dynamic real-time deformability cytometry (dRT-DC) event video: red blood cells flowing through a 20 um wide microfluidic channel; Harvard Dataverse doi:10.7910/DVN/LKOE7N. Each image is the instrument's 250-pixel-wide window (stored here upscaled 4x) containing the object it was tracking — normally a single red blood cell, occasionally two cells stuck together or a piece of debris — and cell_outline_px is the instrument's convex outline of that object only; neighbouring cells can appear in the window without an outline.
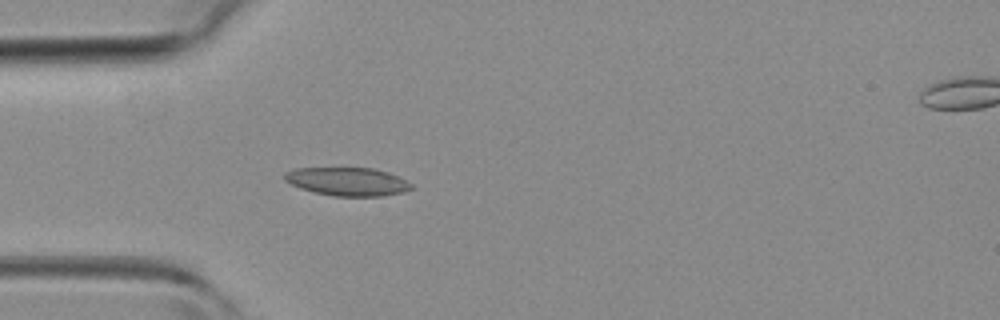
{"species": "common noctule bat (a hibernating species)", "species_latin": "Nyctalus noctula", "temperature_condition": "room temperature", "stored_images_in_passage": 33, "camera_frame_rate_fps": 3000, "um_per_image_px": 0.085, "animal": {"sex": "female", "body_mass_g": 19.3, "forearm_length_mm": 54.1}, "frame": {"image": 1, "passage_image": 1, "time_ms": 0.0, "image_size_px": [1000, 320], "cell_outline_px": [[412, 188], [404, 192], [384, 196], [332, 196], [300, 188], [284, 180], [284, 172], [292, 168], [376, 168], [388, 172], [412, 184]], "centroid_in_image_um": [29.52, 15.43], "position_along_channel_um": 55.5, "area_um2": 20.92}}
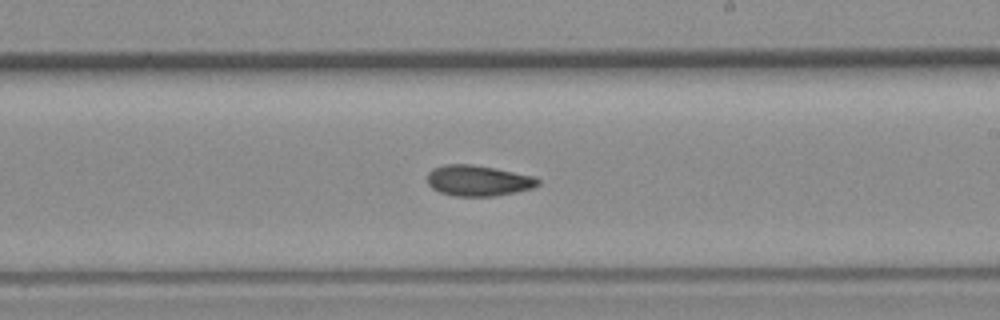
{"frame": {"image": 2, "passage_image": 14, "time_ms": 4.333, "image_size_px": [1000, 320], "cell_outline_px": [[540, 184], [532, 188], [516, 192], [496, 196], [452, 196], [440, 192], [432, 188], [428, 184], [428, 172], [432, 168], [444, 164], [472, 164], [496, 168], [536, 176], [540, 180]], "centroid_in_image_um": [40.66, 15.35], "position_along_channel_um": 248.3, "area_um2": 20.11}}
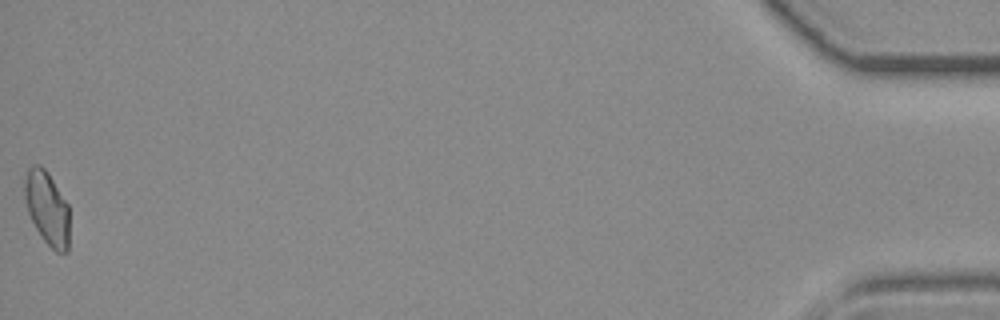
{"frame": {"image": 3, "passage_image": 33, "time_ms": 10.667, "image_size_px": [1000, 320], "cell_outline_px": [[68, 252], [56, 252], [44, 240], [36, 228], [28, 212], [24, 200], [24, 180], [28, 168], [32, 164], [40, 164], [48, 172], [68, 204]], "centroid_in_image_um": [3.98, 17.65], "position_along_channel_um": 431.2, "area_um2": 19.19}}